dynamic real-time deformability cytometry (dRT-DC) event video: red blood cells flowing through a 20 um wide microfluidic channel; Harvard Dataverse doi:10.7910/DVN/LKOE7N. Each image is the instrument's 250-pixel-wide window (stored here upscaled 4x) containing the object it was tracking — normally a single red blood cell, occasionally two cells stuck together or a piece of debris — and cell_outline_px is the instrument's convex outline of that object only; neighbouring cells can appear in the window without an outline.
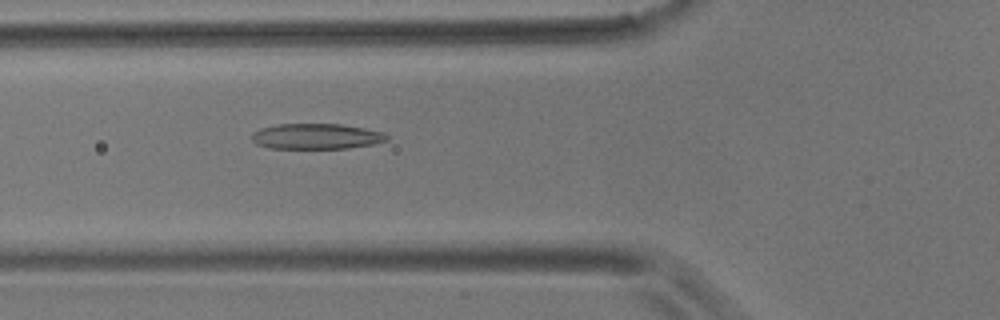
{"species": "common noctule bat (a hibernating species)", "species_latin": "Nyctalus noctula", "temperature_condition": "room temperature", "stored_images_in_passage": 6, "camera_frame_rate_fps": 3000, "um_per_image_px": 0.085, "animal": {"sex": "male", "body_mass_g": 17.9}, "frame": {"image": 1, "passage_image": 6, "time_ms": 5.667, "image_size_px": [1000, 320], "cell_outline_px": [[388, 140], [372, 144], [348, 148], [268, 148], [256, 144], [252, 140], [252, 132], [260, 128], [276, 124], [340, 124], [364, 128], [384, 132], [388, 136]], "centroid_in_image_um": [26.86, 11.58], "position_along_channel_um": 98.9, "area_um2": 20.11}}